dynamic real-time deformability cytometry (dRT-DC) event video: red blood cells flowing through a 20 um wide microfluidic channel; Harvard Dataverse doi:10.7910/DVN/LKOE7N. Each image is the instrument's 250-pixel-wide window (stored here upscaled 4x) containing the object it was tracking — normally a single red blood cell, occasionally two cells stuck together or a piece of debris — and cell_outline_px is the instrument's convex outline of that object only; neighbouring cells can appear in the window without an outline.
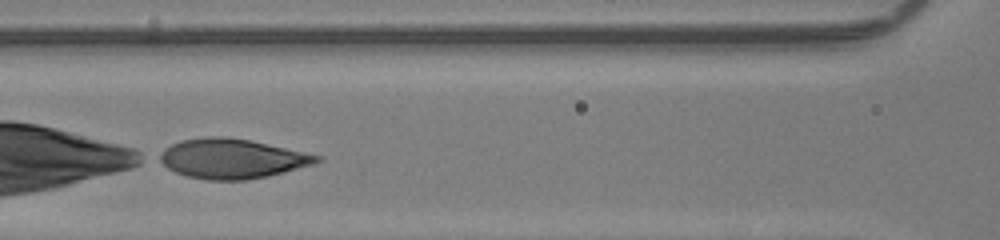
{"species": "human", "species_latin": "Homo sapiens", "temperature_condition": "room temperature", "stored_images_in_passage": 12, "camera_frame_rate_fps": 3000, "um_per_image_px": 0.085, "donor": {"sex": "male"}, "frame": {"image": 1, "passage_image": 10, "time_ms": 3.0, "image_size_px": [1000, 240], "cell_outline_px": [[320, 160], [312, 164], [284, 172], [268, 176], [248, 180], [208, 180], [188, 176], [176, 172], [168, 168], [156, 160], [156, 156], [164, 148], [180, 140], [204, 136], [224, 136], [248, 140], [320, 156]], "centroid_in_image_um": [19.61, 13.48], "position_along_channel_um": 147.0, "area_um2": 36.13}}